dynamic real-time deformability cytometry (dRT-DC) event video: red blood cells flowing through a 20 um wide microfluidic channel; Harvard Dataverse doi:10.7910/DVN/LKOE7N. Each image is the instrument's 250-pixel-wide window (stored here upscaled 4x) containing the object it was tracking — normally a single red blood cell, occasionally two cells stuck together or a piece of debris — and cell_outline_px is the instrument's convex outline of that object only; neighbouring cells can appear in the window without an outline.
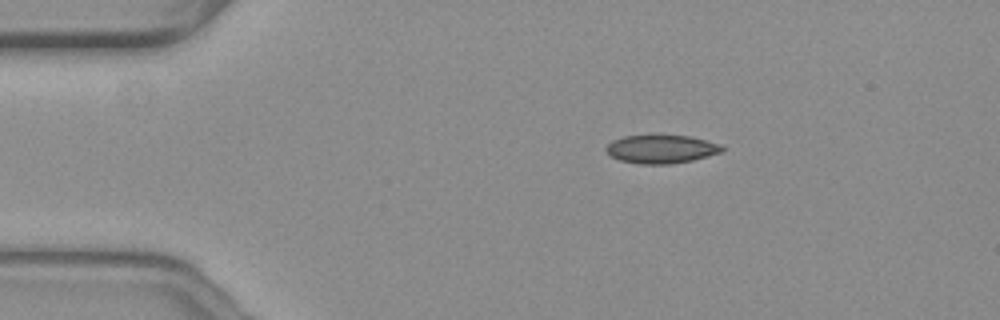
{"species": "common noctule bat (a hibernating species)", "species_latin": "Nyctalus noctula", "temperature_condition": "warm", "stored_images_in_passage": 43, "camera_frame_rate_fps": 3000, "um_per_image_px": 0.085, "animal": {"sex": "female", "body_mass_g": 19.3, "forearm_length_mm": 54.1}, "frame": {"image": 1, "passage_image": 1, "time_ms": 0.0, "image_size_px": [1000, 320], "cell_outline_px": [[724, 148], [720, 152], [692, 160], [668, 164], [640, 164], [620, 160], [612, 156], [608, 152], [608, 144], [612, 140], [624, 136], [688, 136], [720, 144]], "centroid_in_image_um": [56.2, 12.68], "position_along_channel_um": 28.8, "area_um2": 18.61}}
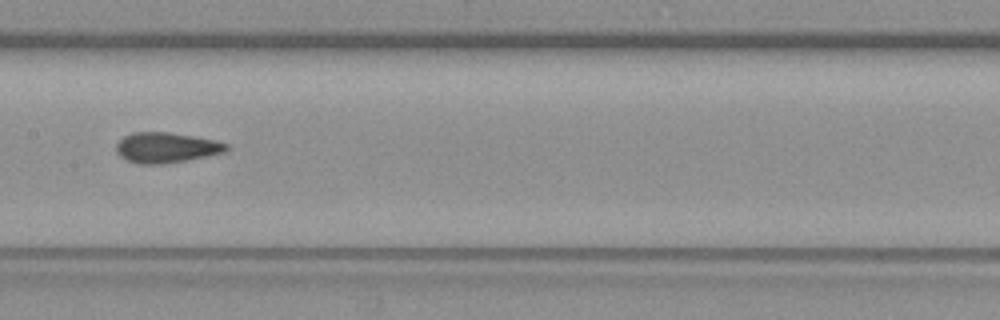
{"frame": {"image": 2, "passage_image": 19, "time_ms": 6.0, "image_size_px": [1000, 320], "cell_outline_px": [[228, 148], [224, 152], [188, 160], [160, 164], [136, 164], [120, 156], [116, 152], [116, 144], [124, 136], [132, 132], [168, 132], [216, 140], [228, 144]], "centroid_in_image_um": [14.11, 12.54], "position_along_channel_um": 193.3, "area_um2": 19.42}}
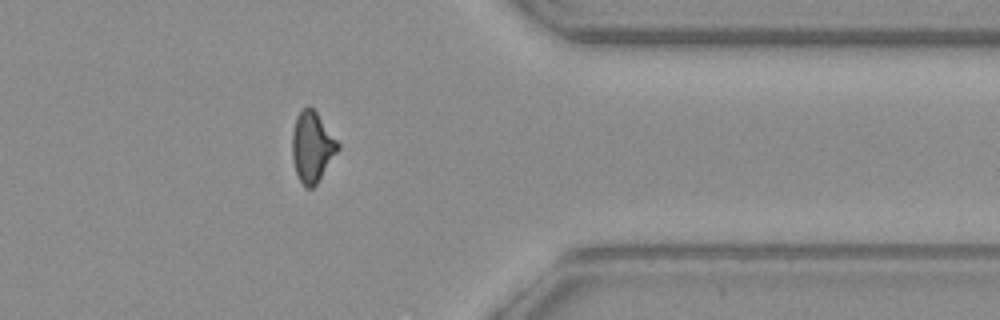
{"frame": {"image": 3, "passage_image": 36, "time_ms": 11.667, "image_size_px": [1000, 320], "cell_outline_px": [[340, 148], [316, 184], [312, 188], [304, 188], [296, 172], [292, 156], [292, 132], [296, 116], [308, 104], [316, 112], [340, 144]], "centroid_in_image_um": [26.52, 12.48], "position_along_channel_um": 384.9, "area_um2": 18.61}}